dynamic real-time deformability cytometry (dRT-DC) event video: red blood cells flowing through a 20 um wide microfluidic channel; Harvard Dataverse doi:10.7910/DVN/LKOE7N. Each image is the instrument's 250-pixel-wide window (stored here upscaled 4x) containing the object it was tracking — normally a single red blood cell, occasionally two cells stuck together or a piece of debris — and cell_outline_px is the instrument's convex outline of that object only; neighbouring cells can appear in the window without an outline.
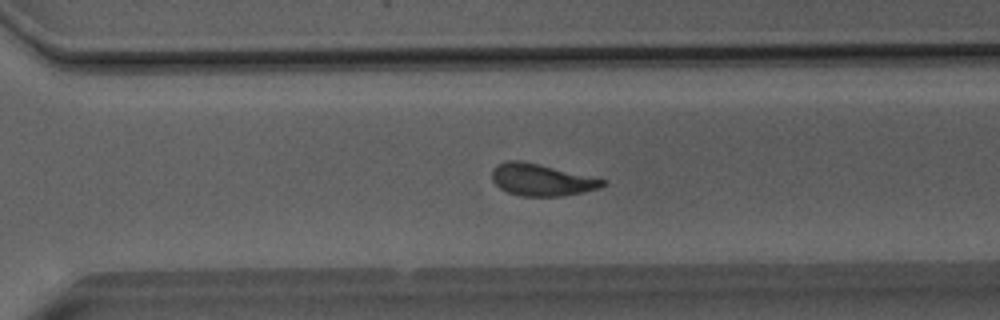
{"species": "Egyptian fruit bat (a non-hibernating species)", "species_latin": "Rousettus aegyptiacus", "temperature_condition": "room temperature", "stored_images_in_passage": 47, "camera_frame_rate_fps": 3000, "um_per_image_px": 0.085, "animal": {"sex": "male"}, "frame": {"image": 1, "passage_image": 31, "time_ms": 10.0, "image_size_px": [1000, 320], "cell_outline_px": [[608, 184], [600, 188], [584, 192], [560, 196], [520, 196], [508, 192], [500, 188], [492, 180], [492, 172], [500, 164], [508, 160], [520, 160], [608, 180]], "centroid_in_image_um": [46.08, 15.3], "position_along_channel_um": 324.5, "area_um2": 20.4}}
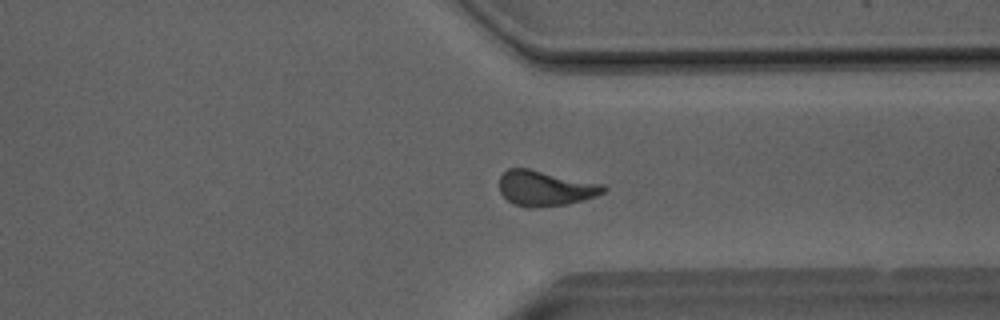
{"frame": {"image": 2, "passage_image": 34, "time_ms": 11.0, "image_size_px": [1000, 320], "cell_outline_px": [[608, 188], [604, 192], [596, 196], [584, 200], [568, 204], [532, 208], [528, 208], [512, 204], [500, 192], [500, 176], [508, 168], [528, 168], [604, 184]], "centroid_in_image_um": [46.36, 16.01], "position_along_channel_um": 365.0, "area_um2": 21.56}}
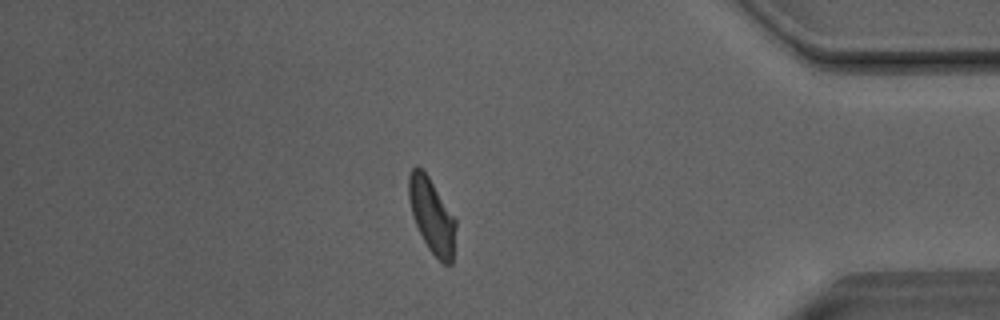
{"frame": {"image": 3, "passage_image": 39, "time_ms": 12.667, "image_size_px": [1000, 320], "cell_outline_px": [[456, 228], [452, 264], [444, 264], [428, 248], [416, 224], [412, 212], [408, 196], [408, 176], [412, 168], [416, 164], [428, 176], [456, 220]], "centroid_in_image_um": [36.71, 18.32], "position_along_channel_um": 398.5, "area_um2": 20.06}, "authors_computed_cell_mechanics": {"area_um2": 21.1548, "velocity_mm_per_s": 4.0241, "shape_relaxation_time_tau1_ms": 6.2934, "shape_relaxation_time_tau2_ms": 1.0666, "deformation_change_tau1": 0.1712, "deformation_change_tau2": 0.0821}}